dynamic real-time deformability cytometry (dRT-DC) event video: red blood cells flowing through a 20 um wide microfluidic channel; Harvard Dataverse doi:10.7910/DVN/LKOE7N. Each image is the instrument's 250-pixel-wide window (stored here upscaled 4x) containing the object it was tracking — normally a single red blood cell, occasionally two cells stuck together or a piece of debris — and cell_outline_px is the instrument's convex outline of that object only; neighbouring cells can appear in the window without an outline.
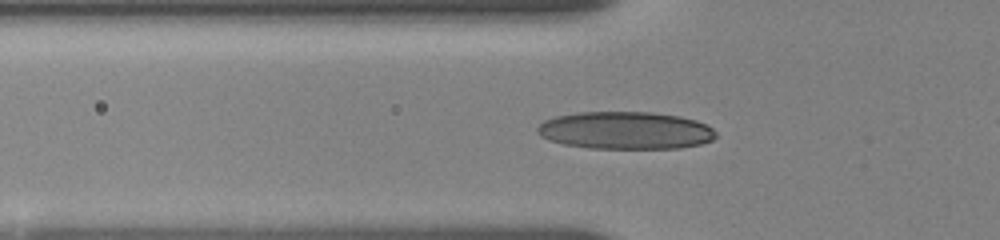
{"species": "human", "species_latin": "Homo sapiens", "temperature_condition": "room temperature", "stored_images_in_passage": 63, "camera_frame_rate_fps": 3000, "um_per_image_px": 0.085, "donor": {"sex": "female"}, "frame": {"image": 1, "passage_image": 18, "time_ms": 6.0, "image_size_px": [1000, 240], "cell_outline_px": [[716, 136], [712, 140], [700, 144], [680, 148], [588, 148], [564, 144], [548, 140], [540, 136], [536, 132], [536, 128], [544, 120], [556, 116], [576, 112], [652, 112], [680, 116], [696, 120], [712, 128], [716, 132]], "centroid_in_image_um": [53.13, 11.08], "position_along_channel_um": 72.7, "area_um2": 39.19}}
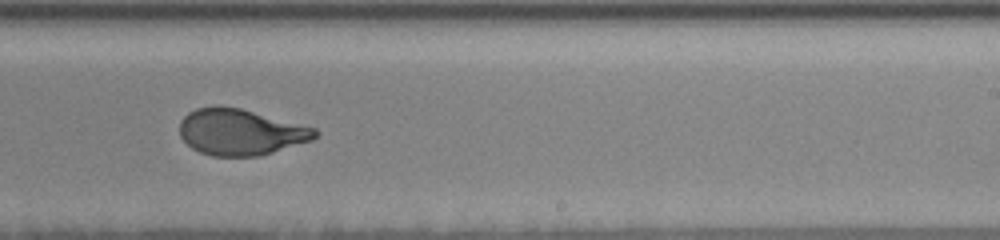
{"frame": {"image": 2, "passage_image": 45, "time_ms": 11.333, "image_size_px": [1000, 240], "cell_outline_px": [[320, 132], [312, 140], [260, 156], [212, 156], [200, 152], [192, 148], [180, 136], [180, 120], [188, 112], [196, 108], [216, 104], [220, 104], [240, 108], [316, 128]], "centroid_in_image_um": [20.42, 11.21], "position_along_channel_um": 268.6, "area_um2": 36.65}}
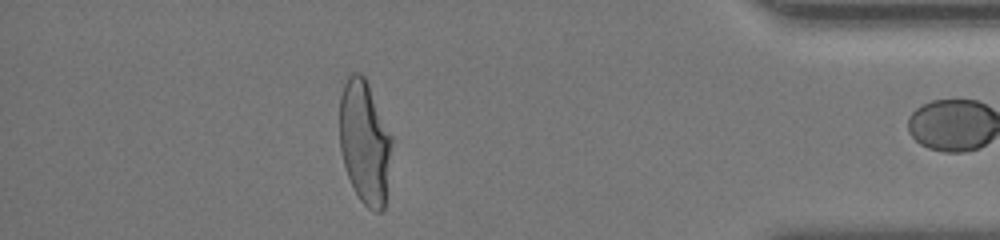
{"frame": {"image": 3, "passage_image": 61, "time_ms": 16.0, "image_size_px": [1000, 240], "cell_outline_px": [[392, 140], [384, 208], [380, 212], [376, 212], [368, 208], [360, 200], [348, 176], [344, 164], [340, 148], [340, 96], [348, 72], [360, 72], [364, 76], [368, 84], [392, 136]], "centroid_in_image_um": [30.99, 12.05], "position_along_channel_um": 404.2, "area_um2": 37.28}}